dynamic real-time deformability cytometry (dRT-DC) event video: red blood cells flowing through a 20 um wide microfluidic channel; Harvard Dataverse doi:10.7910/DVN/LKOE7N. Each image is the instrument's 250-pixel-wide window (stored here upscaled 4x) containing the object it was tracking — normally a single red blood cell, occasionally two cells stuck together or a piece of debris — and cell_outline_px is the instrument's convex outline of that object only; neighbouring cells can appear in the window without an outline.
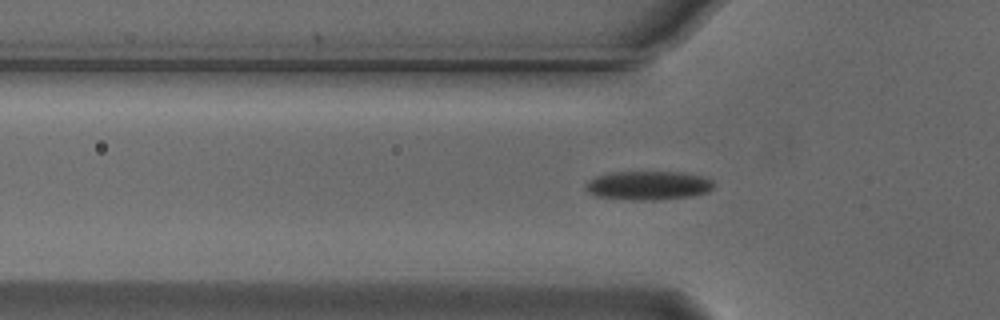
{"species": "Egyptian fruit bat (a non-hibernating species)", "species_latin": "Rousettus aegyptiacus", "temperature_condition": "cold", "stored_images_in_passage": 51, "camera_frame_rate_fps": 3000, "um_per_image_px": 0.085, "animal": {"sex": "male"}, "frame": {"image": 1, "passage_image": 17, "time_ms": 5.333, "image_size_px": [1000, 320], "cell_outline_px": [[716, 184], [708, 192], [692, 196], [656, 200], [632, 200], [596, 196], [588, 192], [584, 188], [588, 180], [596, 176], [612, 172], [684, 172], [700, 176], [712, 180]], "centroid_in_image_um": [55.1, 15.76], "position_along_channel_um": 70.7, "area_um2": 21.68}}
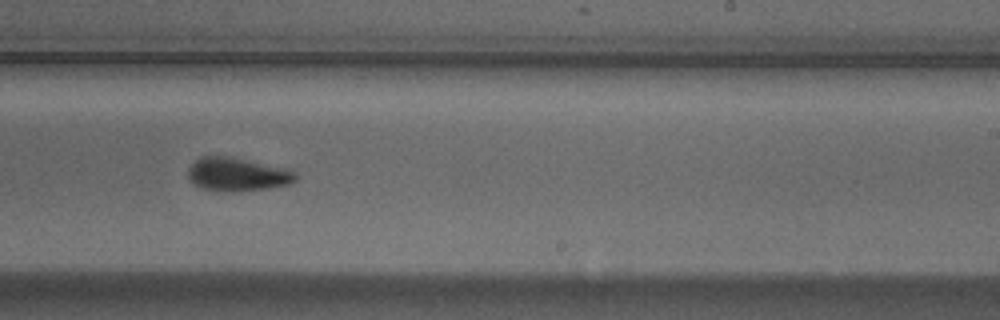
{"frame": {"image": 2, "passage_image": 33, "time_ms": 10.667, "image_size_px": [1000, 320], "cell_outline_px": [[296, 180], [288, 184], [268, 188], [200, 188], [192, 184], [188, 180], [188, 168], [200, 156], [232, 156], [292, 168], [296, 172]], "centroid_in_image_um": [20.21, 14.74], "position_along_channel_um": 268.8, "area_um2": 20.52}}
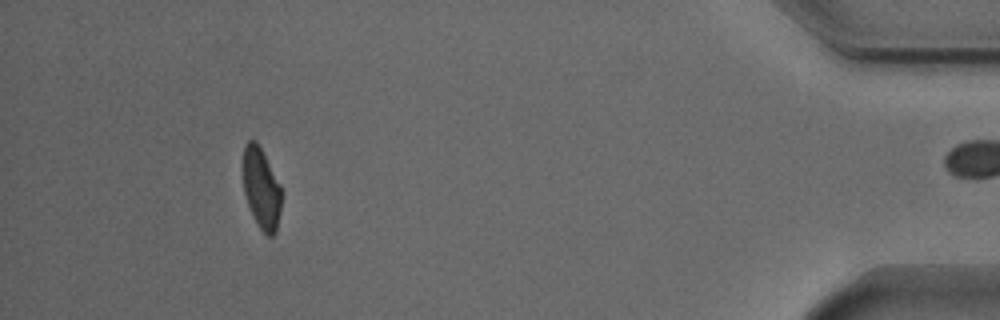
{"frame": {"image": 3, "passage_image": 50, "time_ms": 16.333, "image_size_px": [1000, 320], "cell_outline_px": [[280, 212], [276, 232], [272, 236], [268, 236], [260, 228], [248, 204], [244, 192], [240, 168], [244, 144], [248, 140], [256, 140], [280, 184]], "centroid_in_image_um": [22.16, 15.94], "position_along_channel_um": 413.0, "area_um2": 18.26}, "authors_computed_cell_mechanics": {"area_um2": 20.4034, "velocity_mm_per_s": 3.7171, "shape_relaxation_time_tau1_ms": 3.0574, "shape_relaxation_time_tau2_ms": null, "deformation_change_tau1": 0.0993, "deformation_change_tau2": null}}